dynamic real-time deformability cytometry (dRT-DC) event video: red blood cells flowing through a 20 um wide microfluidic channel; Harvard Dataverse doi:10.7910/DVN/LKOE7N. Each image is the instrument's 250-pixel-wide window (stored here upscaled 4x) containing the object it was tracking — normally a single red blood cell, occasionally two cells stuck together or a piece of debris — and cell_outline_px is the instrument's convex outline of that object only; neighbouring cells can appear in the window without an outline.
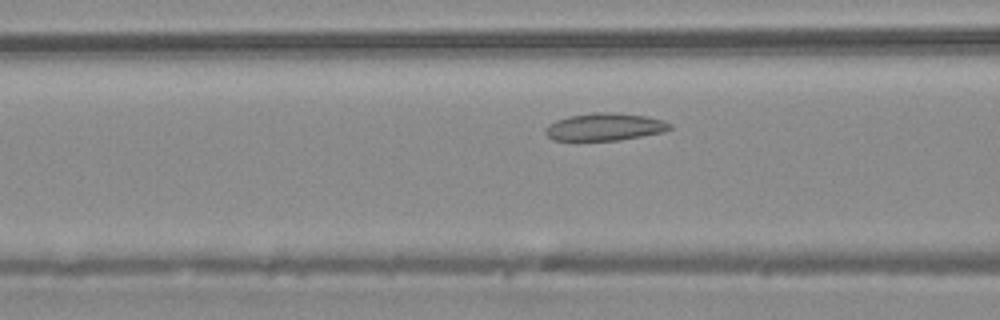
{"species": "common noctule bat (a hibernating species)", "species_latin": "Nyctalus noctula", "temperature_condition": "warm", "stored_images_in_passage": 39, "camera_frame_rate_fps": 3000, "um_per_image_px": 0.085, "animal": {"sex": "male", "body_mass_g": 20.4}, "frame": {"image": 1, "passage_image": 10, "time_ms": 3.0, "image_size_px": [1000, 320], "cell_outline_px": [[672, 128], [664, 132], [620, 140], [552, 140], [544, 132], [544, 128], [548, 124], [556, 120], [568, 116], [596, 112], [608, 112], [648, 116], [664, 120], [672, 124]], "centroid_in_image_um": [51.41, 10.78], "position_along_channel_um": 115.2, "area_um2": 20.06}}
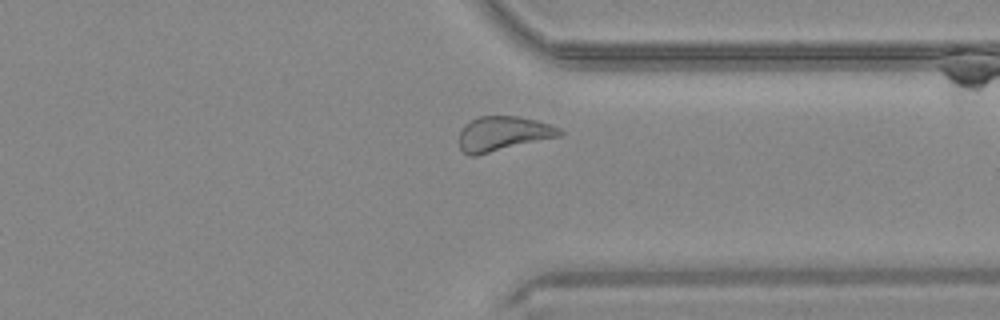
{"frame": {"image": 2, "passage_image": 28, "time_ms": 9.0, "image_size_px": [1000, 320], "cell_outline_px": [[564, 132], [560, 136], [476, 156], [468, 156], [460, 148], [460, 132], [464, 124], [480, 116], [520, 116], [536, 120], [560, 128]], "centroid_in_image_um": [42.76, 11.36], "position_along_channel_um": 368.6, "area_um2": 20.29}}
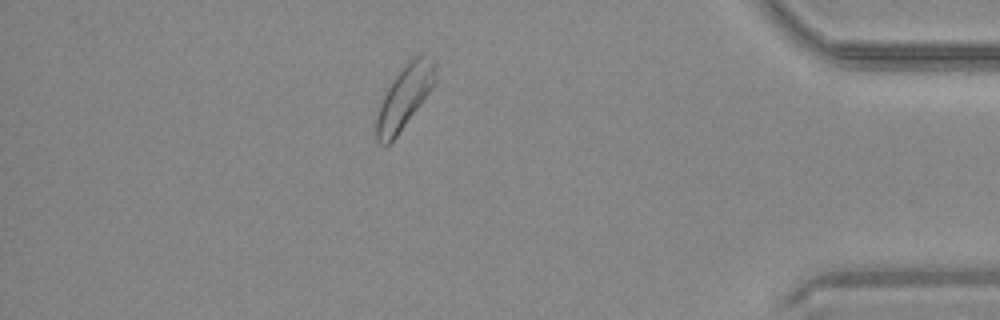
{"frame": {"image": 3, "passage_image": 33, "time_ms": 10.667, "image_size_px": [1000, 320], "cell_outline_px": [[436, 84], [396, 136], [384, 148], [376, 140], [376, 116], [380, 104], [392, 80], [408, 60], [412, 56], [420, 52], [424, 52], [436, 60]], "centroid_in_image_um": [34.42, 8.17], "position_along_channel_um": 400.8, "area_um2": 22.02}}